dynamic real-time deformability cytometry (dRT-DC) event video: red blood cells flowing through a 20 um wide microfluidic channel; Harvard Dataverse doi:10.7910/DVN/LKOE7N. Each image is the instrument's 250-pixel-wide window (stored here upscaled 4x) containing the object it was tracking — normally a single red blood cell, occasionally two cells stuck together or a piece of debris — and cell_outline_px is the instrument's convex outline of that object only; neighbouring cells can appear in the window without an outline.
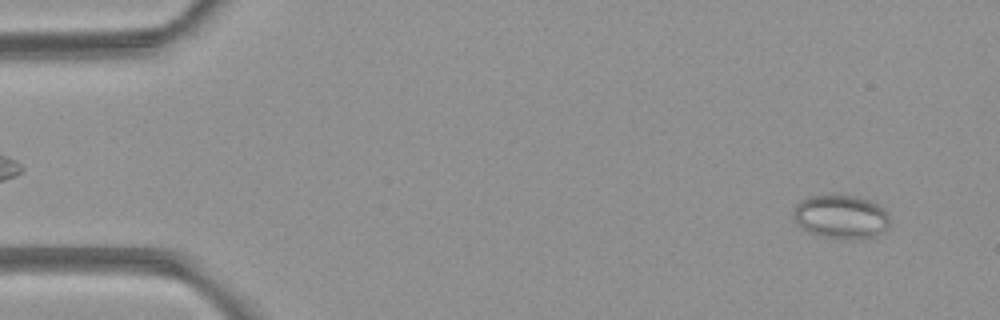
{"species": "common noctule bat (a hibernating species)", "species_latin": "Nyctalus noctula", "temperature_condition": "room temperature", "stored_images_in_passage": 5, "camera_frame_rate_fps": 3000, "um_per_image_px": 0.085, "animal": {"sex": "female", "body_mass_g": 21.9}, "frame": {"image": 1, "passage_image": 5, "time_ms": 5.333, "image_size_px": [1000, 320], "cell_outline_px": [[888, 224], [884, 232], [876, 236], [824, 236], [808, 232], [796, 220], [792, 212], [796, 204], [800, 200], [808, 196], [852, 196], [868, 200], [876, 204], [888, 212]], "centroid_in_image_um": [71.47, 18.38], "position_along_channel_um": 13.5, "area_um2": 23.47}}